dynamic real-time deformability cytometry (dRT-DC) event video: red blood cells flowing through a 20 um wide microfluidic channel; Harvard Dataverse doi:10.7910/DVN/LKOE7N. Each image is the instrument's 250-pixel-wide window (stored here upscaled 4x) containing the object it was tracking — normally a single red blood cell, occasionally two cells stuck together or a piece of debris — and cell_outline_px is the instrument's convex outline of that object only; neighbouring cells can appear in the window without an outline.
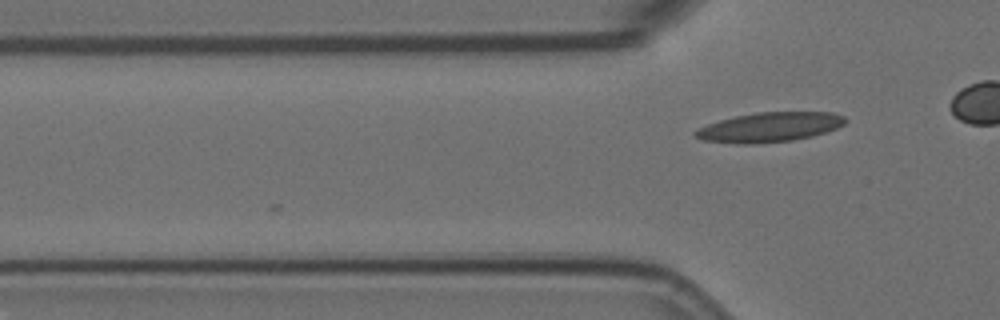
{"species": "Egyptian fruit bat (a non-hibernating species)", "species_latin": "Rousettus aegyptiacus", "temperature_condition": "room temperature", "stored_images_in_passage": 5, "camera_frame_rate_fps": 3000, "um_per_image_px": 0.085, "animal": {"sex": "female"}, "frame": {"image": 1, "passage_image": 5, "time_ms": 1.333, "image_size_px": [1000, 320], "cell_outline_px": [[844, 124], [836, 128], [812, 136], [792, 140], [752, 144], [740, 144], [704, 140], [692, 136], [692, 132], [696, 128], [720, 120], [736, 116], [756, 112], [832, 112], [844, 116]], "centroid_in_image_um": [65.35, 10.81], "position_along_channel_um": 60.4, "area_um2": 25.78}}